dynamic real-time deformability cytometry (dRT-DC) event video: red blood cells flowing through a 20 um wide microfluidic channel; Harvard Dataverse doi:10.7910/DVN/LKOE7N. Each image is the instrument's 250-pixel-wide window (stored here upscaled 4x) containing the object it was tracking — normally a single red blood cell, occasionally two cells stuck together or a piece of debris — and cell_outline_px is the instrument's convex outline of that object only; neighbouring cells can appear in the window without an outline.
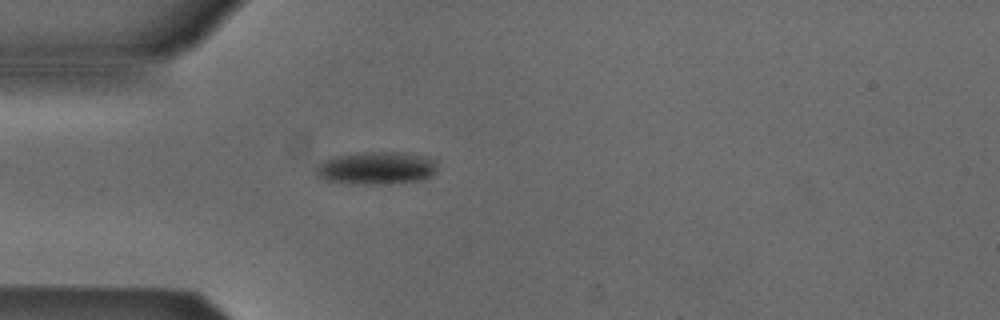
{"species": "Egyptian fruit bat (a non-hibernating species)", "species_latin": "Rousettus aegyptiacus", "temperature_condition": "cold", "stored_images_in_passage": 39, "camera_frame_rate_fps": 3000, "um_per_image_px": 0.085, "animal": {"sex": "male"}, "frame": {"image": 1, "passage_image": 1, "time_ms": 0.0, "image_size_px": [1000, 320], "cell_outline_px": [[436, 160], [432, 172], [428, 176], [420, 180], [388, 184], [352, 184], [324, 180], [316, 176], [316, 164], [320, 160], [332, 156], [360, 152], [404, 152]], "centroid_in_image_um": [31.85, 14.28], "position_along_channel_um": 53.1, "area_um2": 23.24}}
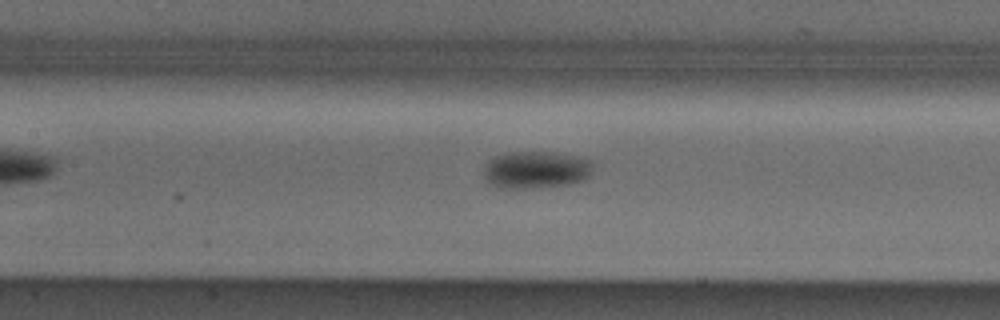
{"frame": {"image": 2, "passage_image": 10, "time_ms": 3.0, "image_size_px": [1000, 320], "cell_outline_px": [[592, 172], [584, 180], [568, 184], [540, 188], [504, 188], [492, 184], [484, 176], [484, 172], [492, 156], [504, 152], [560, 152], [592, 160]], "centroid_in_image_um": [45.6, 14.42], "position_along_channel_um": 161.8, "area_um2": 23.87}}
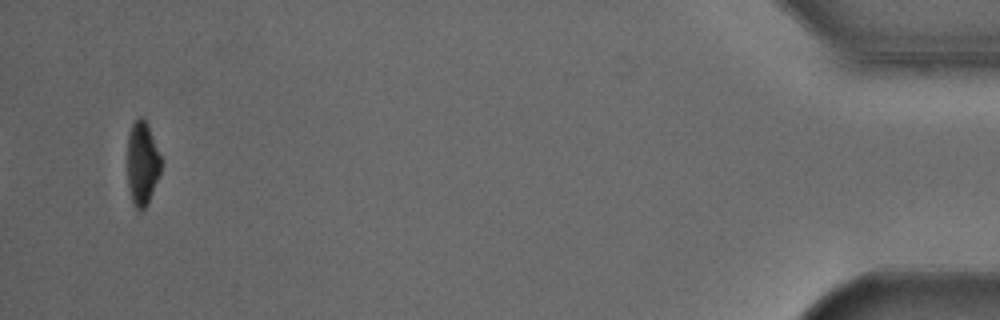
{"frame": {"image": 3, "passage_image": 37, "time_ms": 12.0, "image_size_px": [1000, 320], "cell_outline_px": [[160, 172], [148, 204], [140, 212], [132, 204], [128, 188], [128, 132], [132, 124], [140, 116], [144, 116], [148, 124], [160, 156]], "centroid_in_image_um": [12.07, 13.89], "position_along_channel_um": 423.1, "area_um2": 16.42}, "authors_computed_cell_mechanics": {"area_um2": 21.675, "velocity_mm_per_s": 3.8749, "shape_relaxation_time_tau1_ms": 1.9391, "shape_relaxation_time_tau2_ms": null, "deformation_change_tau1": 0.1174, "deformation_change_tau2": null}}